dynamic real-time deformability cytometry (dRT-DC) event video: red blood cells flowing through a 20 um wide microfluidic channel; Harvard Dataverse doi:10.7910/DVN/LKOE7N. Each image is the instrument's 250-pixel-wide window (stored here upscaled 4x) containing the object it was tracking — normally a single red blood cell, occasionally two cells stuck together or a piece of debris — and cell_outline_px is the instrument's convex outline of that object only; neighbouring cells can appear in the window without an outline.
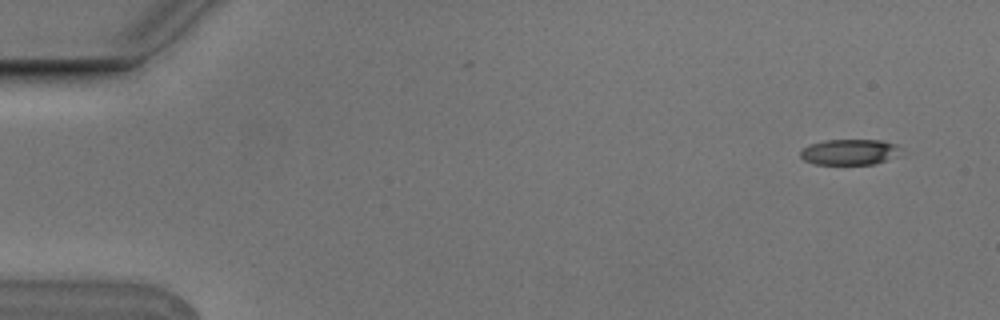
{"species": "Egyptian fruit bat (a non-hibernating species)", "species_latin": "Rousettus aegyptiacus", "temperature_condition": "cold", "stored_images_in_passage": 4, "camera_frame_rate_fps": 3000, "um_per_image_px": 0.085, "animal": {"sex": "male"}, "frame": {"image": 1, "passage_image": 1, "time_ms": 0.0, "image_size_px": [1000, 320], "cell_outline_px": [[904, 148], [900, 156], [876, 164], [816, 164], [804, 160], [800, 156], [800, 152], [804, 148], [812, 144], [824, 140], [880, 140], [896, 144]], "centroid_in_image_um": [72.32, 12.92], "position_along_channel_um": 12.7, "area_um2": 15.26}}